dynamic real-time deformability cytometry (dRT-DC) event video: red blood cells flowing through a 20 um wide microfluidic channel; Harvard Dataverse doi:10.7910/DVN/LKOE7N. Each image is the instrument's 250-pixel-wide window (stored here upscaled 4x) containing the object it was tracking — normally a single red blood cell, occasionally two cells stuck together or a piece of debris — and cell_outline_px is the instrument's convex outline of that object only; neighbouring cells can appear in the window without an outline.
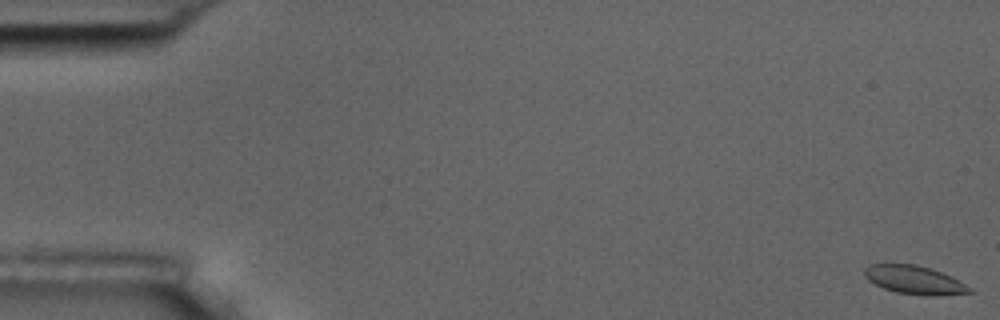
{"species": "common noctule bat (a hibernating species)", "species_latin": "Nyctalus noctula", "temperature_condition": "room temperature", "stored_images_in_passage": 6, "camera_frame_rate_fps": 3000, "um_per_image_px": 0.085, "animal": {"sex": "male", "body_mass_g": 17.5, "forearm_length_mm": 52.3}, "frame": {"image": 1, "passage_image": 1, "time_ms": 0.0, "image_size_px": [1000, 320], "cell_outline_px": [[972, 292], [940, 296], [924, 296], [896, 292], [884, 288], [868, 280], [864, 276], [864, 268], [868, 264], [916, 264], [932, 268], [952, 276], [972, 288]], "centroid_in_image_um": [77.74, 23.79], "position_along_channel_um": 7.3, "area_um2": 17.63}}